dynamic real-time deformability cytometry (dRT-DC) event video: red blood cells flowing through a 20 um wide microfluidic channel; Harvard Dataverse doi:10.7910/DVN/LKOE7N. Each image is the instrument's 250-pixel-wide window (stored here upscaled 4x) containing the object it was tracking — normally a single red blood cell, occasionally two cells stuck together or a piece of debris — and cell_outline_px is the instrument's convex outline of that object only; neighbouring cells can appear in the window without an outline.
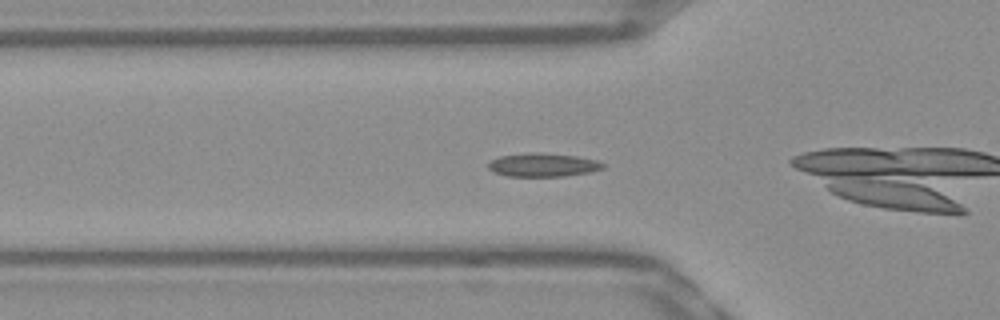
{"species": "Egyptian fruit bat (a non-hibernating species)", "species_latin": "Rousettus aegyptiacus", "temperature_condition": "warm", "stored_images_in_passage": 44, "camera_frame_rate_fps": 3000, "um_per_image_px": 0.085, "frame": {"image": 1, "passage_image": 9, "time_ms": 2.667, "image_size_px": [1000, 320], "cell_outline_px": [[604, 168], [588, 172], [564, 176], [508, 176], [492, 172], [488, 168], [488, 164], [492, 160], [500, 156], [532, 152], [540, 152], [576, 156], [596, 160], [604, 164]], "centroid_in_image_um": [46.12, 14.01], "position_along_channel_um": 79.7, "area_um2": 15.61}}
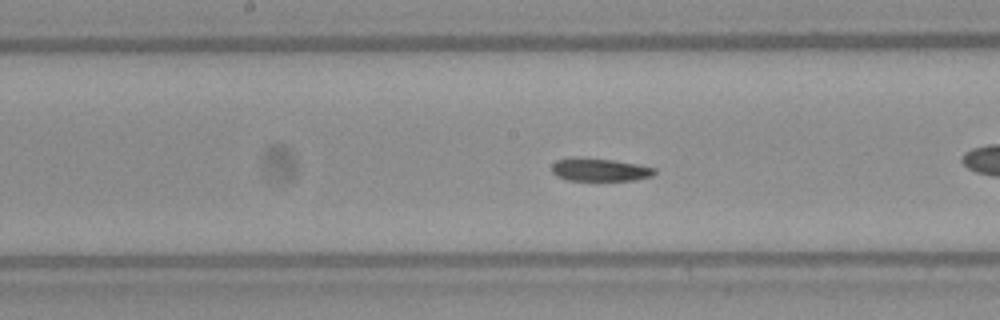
{"frame": {"image": 2, "passage_image": 18, "time_ms": 5.667, "image_size_px": [1000, 320], "cell_outline_px": [[656, 172], [652, 176], [632, 180], [568, 180], [556, 176], [552, 172], [552, 164], [556, 160], [572, 156], [612, 160], [636, 164], [656, 168]], "centroid_in_image_um": [50.93, 14.41], "position_along_channel_um": 197.3, "area_um2": 13.76}}
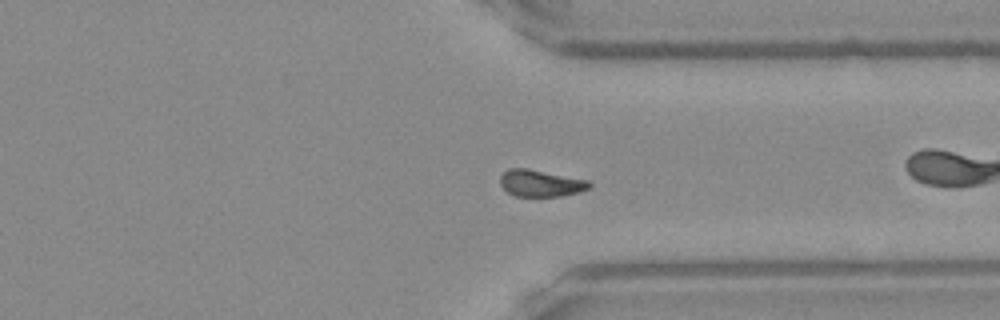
{"frame": {"image": 3, "passage_image": 31, "time_ms": 10.0, "image_size_px": [1000, 320], "cell_outline_px": [[592, 184], [588, 188], [580, 192], [564, 196], [512, 196], [500, 184], [500, 176], [508, 168], [524, 168], [588, 180]], "centroid_in_image_um": [45.94, 15.58], "position_along_channel_um": 365.5, "area_um2": 13.81}, "authors_computed_cell_mechanics": {"area_um2": 14.45, "velocity_mm_per_s": 3.8879, "shape_relaxation_time_tau1_ms": 6.301, "shape_relaxation_time_tau2_ms": 2.5516, "deformation_change_tau1": 0.1338, "deformation_change_tau2": 0.074}}